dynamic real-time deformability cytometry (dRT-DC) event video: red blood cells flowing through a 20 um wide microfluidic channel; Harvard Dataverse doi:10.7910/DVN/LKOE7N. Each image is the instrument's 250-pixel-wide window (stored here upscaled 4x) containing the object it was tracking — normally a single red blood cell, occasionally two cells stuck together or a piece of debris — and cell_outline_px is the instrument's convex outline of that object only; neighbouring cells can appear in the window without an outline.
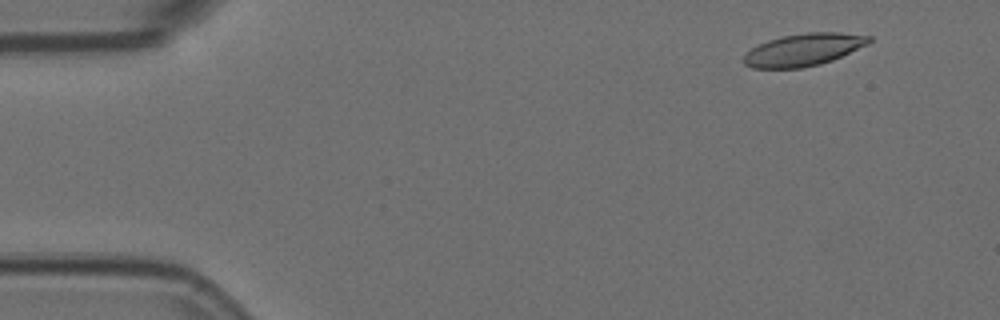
{"species": "Egyptian fruit bat (a non-hibernating species)", "species_latin": "Rousettus aegyptiacus", "temperature_condition": "room temperature", "stored_images_in_passage": 4, "camera_frame_rate_fps": 3000, "um_per_image_px": 0.085, "animal": {"sex": "female"}, "frame": {"image": 1, "passage_image": 1, "time_ms": 0.0, "image_size_px": [1000, 320], "cell_outline_px": [[872, 40], [868, 44], [832, 60], [820, 64], [800, 68], [752, 68], [744, 64], [740, 60], [752, 48], [768, 40], [784, 36], [808, 32], [840, 32], [872, 36]], "centroid_in_image_um": [68.3, 4.23], "position_along_channel_um": 16.7, "area_um2": 23.52}}
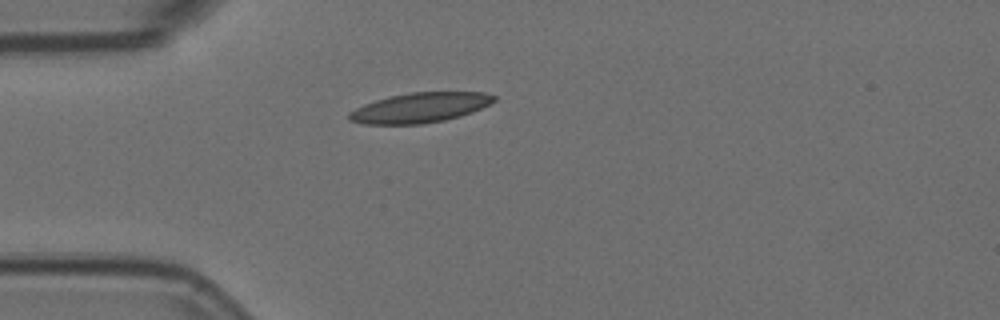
{"frame": {"image": 2, "passage_image": 3, "time_ms": 0.667, "image_size_px": [1000, 320], "cell_outline_px": [[496, 100], [472, 112], [460, 116], [444, 120], [424, 124], [364, 124], [348, 120], [348, 112], [364, 104], [388, 96], [412, 92], [484, 92], [496, 96]], "centroid_in_image_um": [35.67, 9.15], "position_along_channel_um": 49.3, "area_um2": 25.26}}